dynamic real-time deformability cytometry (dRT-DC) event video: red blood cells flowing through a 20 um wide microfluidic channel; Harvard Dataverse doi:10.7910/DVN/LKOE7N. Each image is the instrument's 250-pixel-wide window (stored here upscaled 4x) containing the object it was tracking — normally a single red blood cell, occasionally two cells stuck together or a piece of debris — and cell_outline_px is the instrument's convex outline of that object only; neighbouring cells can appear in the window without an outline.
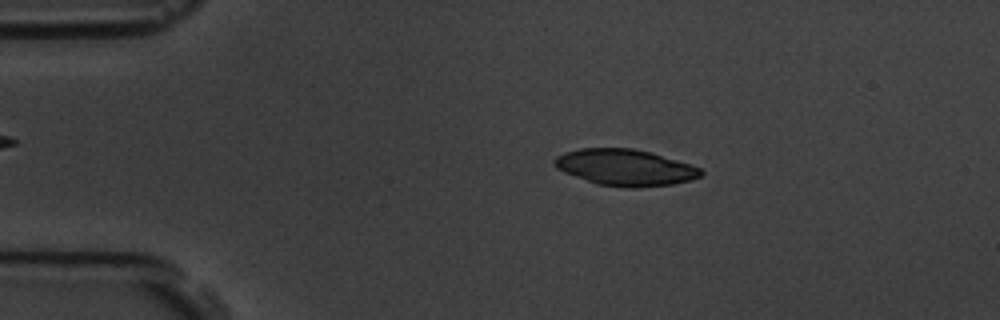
{"species": "common noctule bat (a hibernating species)", "species_latin": "Nyctalus noctula", "temperature_condition": "room temperature", "stored_images_in_passage": 51, "camera_frame_rate_fps": 3000, "um_per_image_px": 0.085, "animal": {"sex": "male", "body_mass_g": 19.5, "forearm_length_mm": 54.6}, "frame": {"image": 1, "passage_image": 5, "time_ms": 1.333, "image_size_px": [1000, 320], "cell_outline_px": [[704, 172], [700, 176], [688, 180], [672, 184], [632, 188], [628, 188], [596, 184], [564, 172], [556, 168], [552, 160], [556, 156], [564, 152], [580, 148], [632, 148], [652, 152], [700, 168]], "centroid_in_image_um": [53.09, 14.23], "position_along_channel_um": 31.9, "area_um2": 30.92}}
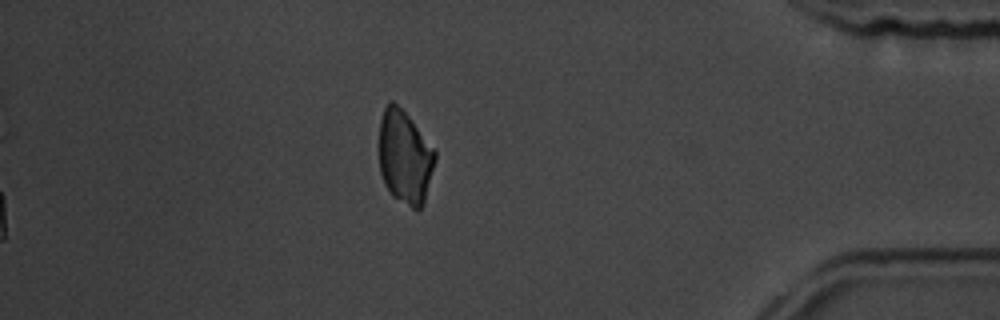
{"frame": {"image": 2, "passage_image": 44, "time_ms": 14.333, "image_size_px": [1000, 320], "cell_outline_px": [[436, 160], [424, 204], [416, 212], [392, 196], [384, 184], [380, 172], [380, 120], [384, 108], [388, 100], [392, 100], [408, 116], [436, 152]], "centroid_in_image_um": [34.41, 13.41], "position_along_channel_um": 400.8, "area_um2": 30.52}}